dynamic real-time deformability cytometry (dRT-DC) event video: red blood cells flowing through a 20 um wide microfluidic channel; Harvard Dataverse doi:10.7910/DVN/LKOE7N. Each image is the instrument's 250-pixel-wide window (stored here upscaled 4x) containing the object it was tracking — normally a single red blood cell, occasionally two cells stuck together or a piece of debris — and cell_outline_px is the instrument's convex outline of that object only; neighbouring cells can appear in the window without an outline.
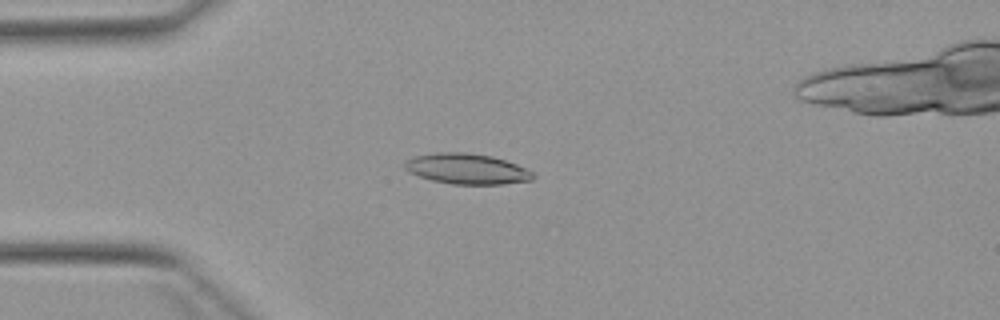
{"species": "Egyptian fruit bat (a non-hibernating species)", "species_latin": "Rousettus aegyptiacus", "temperature_condition": "warm", "stored_images_in_passage": 2, "camera_frame_rate_fps": 3000, "um_per_image_px": 0.085, "animal": {"sex": "female"}, "frame": {"image": 1, "passage_image": 2, "time_ms": 1.0, "image_size_px": [1000, 320], "cell_outline_px": [[536, 176], [532, 180], [504, 184], [452, 184], [432, 180], [408, 172], [404, 168], [404, 160], [416, 156], [436, 152], [468, 152], [492, 156], [516, 164], [532, 172]], "centroid_in_image_um": [39.66, 14.35], "position_along_channel_um": 45.3, "area_um2": 22.83}}